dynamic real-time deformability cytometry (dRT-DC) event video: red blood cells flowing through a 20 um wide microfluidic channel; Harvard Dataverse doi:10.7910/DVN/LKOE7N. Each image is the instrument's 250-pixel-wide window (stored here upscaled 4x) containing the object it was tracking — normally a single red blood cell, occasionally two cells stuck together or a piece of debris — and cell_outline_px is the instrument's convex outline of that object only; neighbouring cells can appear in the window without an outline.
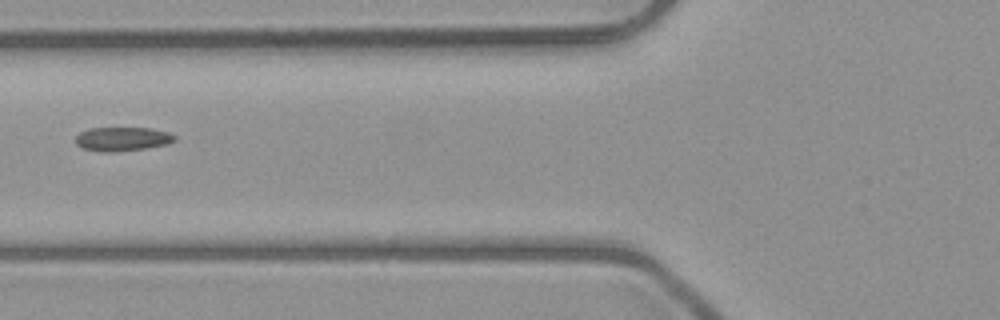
{"species": "common noctule bat (a hibernating species)", "species_latin": "Nyctalus noctula", "temperature_condition": "room temperature", "stored_images_in_passage": 2, "camera_frame_rate_fps": 3000, "um_per_image_px": 0.085, "animal": {"sex": "male", "body_mass_g": 23.1, "forearm_length_mm": 52.7}, "frame": {"image": 1, "passage_image": 2, "time_ms": 1.0, "image_size_px": [1000, 320], "cell_outline_px": [[176, 140], [168, 144], [144, 148], [116, 152], [100, 152], [80, 148], [76, 144], [76, 136], [80, 132], [88, 128], [148, 128], [168, 132], [176, 136]], "centroid_in_image_um": [10.37, 11.82], "position_along_channel_um": 115.4, "area_um2": 13.93}}